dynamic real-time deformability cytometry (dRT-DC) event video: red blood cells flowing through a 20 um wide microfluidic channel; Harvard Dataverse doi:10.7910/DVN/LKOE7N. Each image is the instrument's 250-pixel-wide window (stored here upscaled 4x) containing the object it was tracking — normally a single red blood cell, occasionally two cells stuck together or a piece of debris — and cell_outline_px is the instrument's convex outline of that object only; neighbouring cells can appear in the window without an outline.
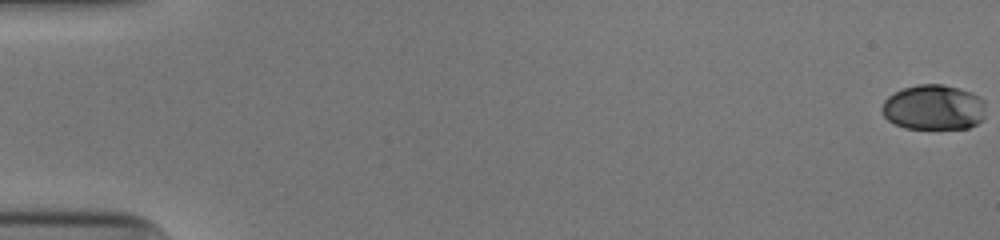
{"species": "human", "species_latin": "Homo sapiens", "temperature_condition": "cold", "stored_images_in_passage": 54, "camera_frame_rate_fps": 3000, "um_per_image_px": 0.085, "donor": {"sex": "male"}, "frame": {"image": 1, "passage_image": 1, "time_ms": 0.0, "image_size_px": [1000, 240], "cell_outline_px": [[984, 120], [968, 128], [904, 128], [888, 120], [884, 116], [880, 108], [884, 100], [888, 96], [904, 88], [916, 84], [940, 84], [972, 92], [980, 96], [984, 100]], "centroid_in_image_um": [79.36, 9.13], "position_along_channel_um": 5.6, "area_um2": 27.4}}
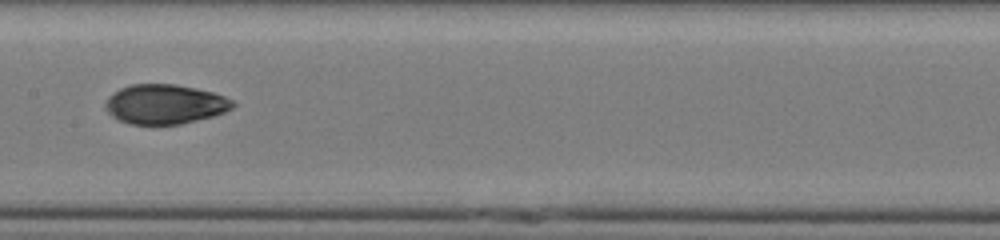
{"frame": {"image": 2, "passage_image": 29, "time_ms": 9.333, "image_size_px": [1000, 240], "cell_outline_px": [[236, 104], [232, 108], [224, 112], [212, 116], [180, 124], [132, 124], [120, 120], [112, 116], [108, 112], [108, 96], [112, 92], [120, 88], [132, 84], [176, 84], [196, 88], [212, 92], [224, 96], [232, 100]], "centroid_in_image_um": [14.04, 8.84], "position_along_channel_um": 193.4, "area_um2": 29.07}}
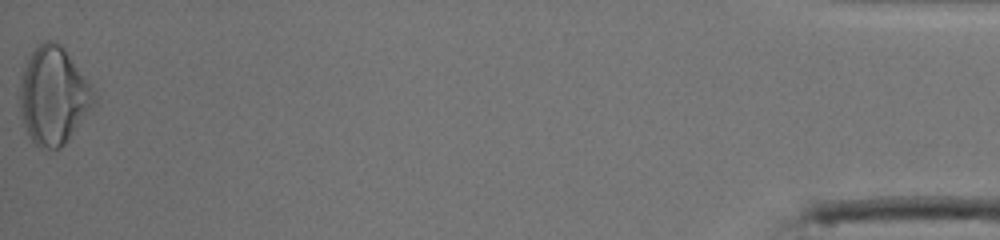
{"frame": {"image": 3, "passage_image": 54, "time_ms": 17.667, "image_size_px": [1000, 240], "cell_outline_px": [[96, 104], [68, 140], [60, 148], [44, 152], [32, 140], [24, 124], [20, 108], [20, 76], [24, 64], [32, 52], [44, 40], [52, 40], [60, 44], [64, 48], [96, 92]], "centroid_in_image_um": [4.56, 8.16], "position_along_channel_um": 430.6, "area_um2": 42.37}, "authors_computed_cell_mechanics": {"area_um2": 29.0734, "velocity_mm_per_s": 3.9519, "shape_relaxation_time_tau1_ms": null, "shape_relaxation_time_tau2_ms": 1.2875, "deformation_change_tau1": null, "deformation_change_tau2": 0.0468}}